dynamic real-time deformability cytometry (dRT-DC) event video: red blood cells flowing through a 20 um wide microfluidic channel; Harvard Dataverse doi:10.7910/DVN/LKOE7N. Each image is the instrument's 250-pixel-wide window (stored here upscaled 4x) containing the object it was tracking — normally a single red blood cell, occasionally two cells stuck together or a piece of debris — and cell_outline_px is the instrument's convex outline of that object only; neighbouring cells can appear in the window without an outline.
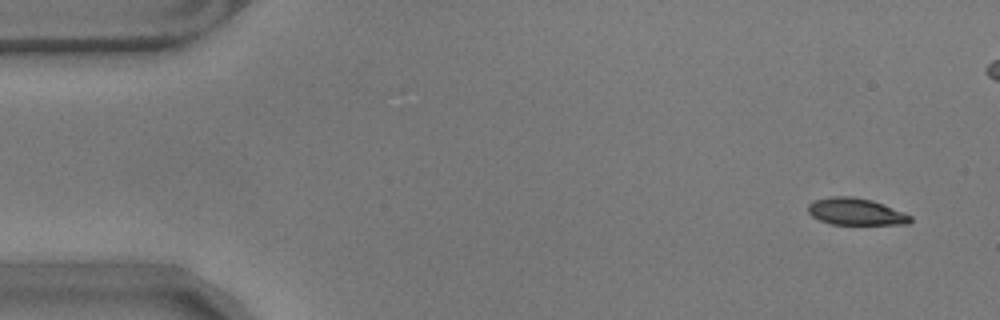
{"species": "common noctule bat (a hibernating species)", "species_latin": "Nyctalus noctula", "temperature_condition": "warm", "stored_images_in_passage": 13, "camera_frame_rate_fps": 3000, "um_per_image_px": 0.085, "animal": {"sex": "male", "body_mass_g": 17.9}, "frame": {"image": 1, "passage_image": 1, "time_ms": 0.0, "image_size_px": [1000, 320], "cell_outline_px": [[912, 220], [908, 224], [832, 224], [820, 220], [812, 216], [808, 212], [808, 204], [816, 200], [832, 196], [852, 196], [872, 200], [912, 216]], "centroid_in_image_um": [72.73, 17.99], "position_along_channel_um": 12.3, "area_um2": 15.84}}